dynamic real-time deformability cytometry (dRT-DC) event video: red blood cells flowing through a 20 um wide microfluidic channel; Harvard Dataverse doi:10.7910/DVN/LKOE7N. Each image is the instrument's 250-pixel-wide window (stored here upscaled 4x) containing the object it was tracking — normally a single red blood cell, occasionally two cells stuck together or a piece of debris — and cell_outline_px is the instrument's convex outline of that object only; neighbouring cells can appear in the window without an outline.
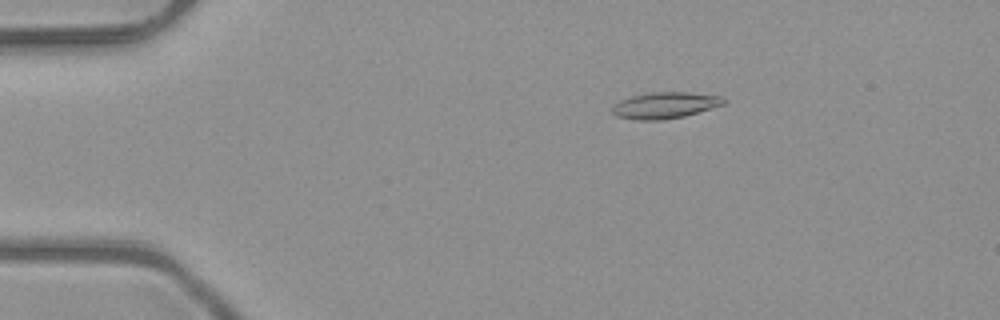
{"species": "common noctule bat (a hibernating species)", "species_latin": "Nyctalus noctula", "temperature_condition": "room temperature", "stored_images_in_passage": 6, "camera_frame_rate_fps": 3000, "um_per_image_px": 0.085, "animal": {"sex": "male", "body_mass_g": 23.1, "forearm_length_mm": 52.7}, "frame": {"image": 1, "passage_image": 3, "time_ms": 0.667, "image_size_px": [1000, 320], "cell_outline_px": [[728, 100], [724, 104], [684, 116], [660, 120], [640, 120], [616, 116], [612, 112], [612, 108], [620, 100], [632, 96], [652, 92], [688, 92], [720, 96]], "centroid_in_image_um": [56.54, 8.94], "position_along_channel_um": 28.5, "area_um2": 16.88}}
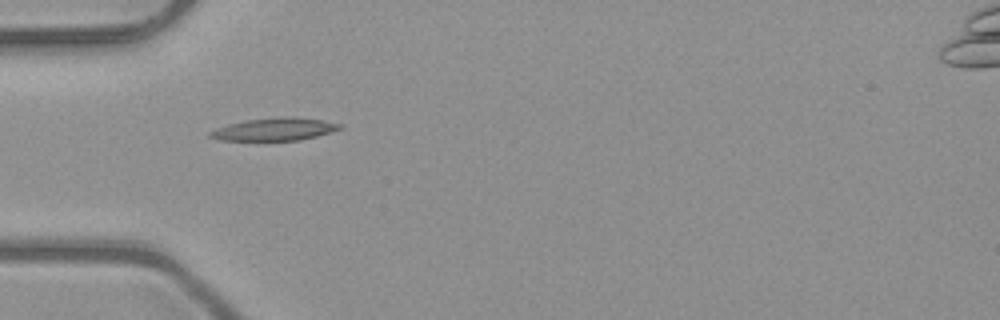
{"frame": {"image": 2, "passage_image": 5, "time_ms": 1.333, "image_size_px": [1000, 320], "cell_outline_px": [[344, 128], [332, 132], [300, 140], [220, 140], [208, 136], [208, 132], [216, 128], [228, 124], [244, 120], [280, 116], [292, 116], [324, 120], [344, 124]], "centroid_in_image_um": [23.38, 10.97], "position_along_channel_um": 61.6, "area_um2": 17.4}}
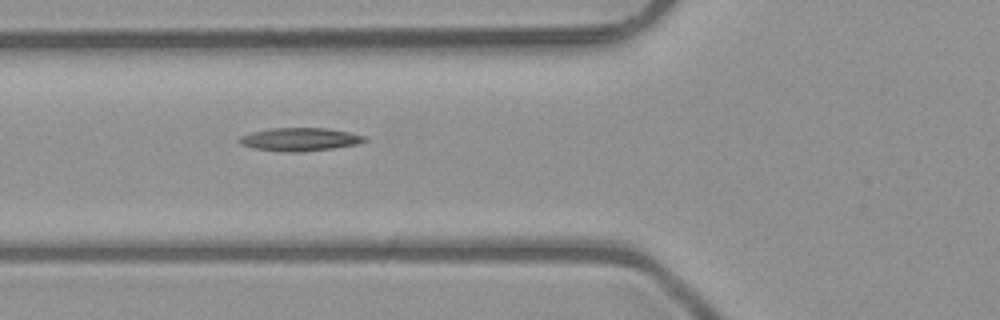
{"frame": {"image": 3, "passage_image": 6, "time_ms": 1.667, "image_size_px": [1000, 320], "cell_outline_px": [[368, 140], [356, 144], [332, 148], [304, 152], [284, 152], [256, 148], [240, 144], [236, 140], [240, 136], [252, 132], [268, 128], [328, 128], [348, 132], [364, 136]], "centroid_in_image_um": [25.45, 11.84], "position_along_channel_um": 100.4, "area_um2": 16.88}}